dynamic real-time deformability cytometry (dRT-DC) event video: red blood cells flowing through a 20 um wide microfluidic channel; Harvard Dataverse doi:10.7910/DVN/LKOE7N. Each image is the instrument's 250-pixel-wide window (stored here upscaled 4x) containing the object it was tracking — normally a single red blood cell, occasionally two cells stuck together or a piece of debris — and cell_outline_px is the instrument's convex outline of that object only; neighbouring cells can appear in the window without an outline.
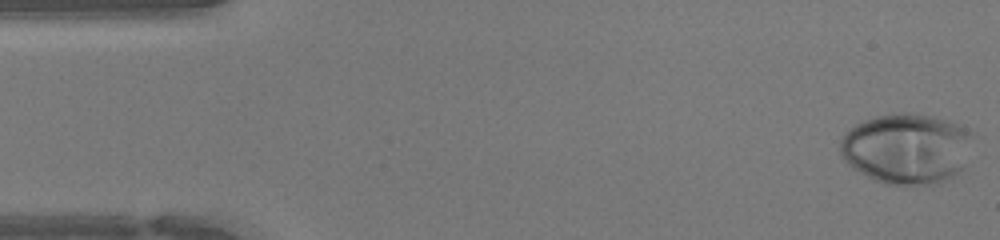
{"species": "human", "species_latin": "Homo sapiens", "temperature_condition": "warm", "stored_images_in_passage": 47, "camera_frame_rate_fps": 3000, "um_per_image_px": 0.085, "donor": {"sex": "female"}, "frame": {"image": 1, "passage_image": 1, "time_ms": 0.0, "image_size_px": [1000, 240], "cell_outline_px": [[968, 136], [964, 168], [956, 176], [940, 184], [884, 184], [852, 168], [840, 156], [840, 140], [844, 132], [856, 124], [864, 120], [876, 116], [904, 112], [908, 112], [932, 116], [948, 120], [964, 128], [968, 132]], "centroid_in_image_um": [77.0, 12.64], "position_along_channel_um": 8.0, "area_um2": 54.22}}
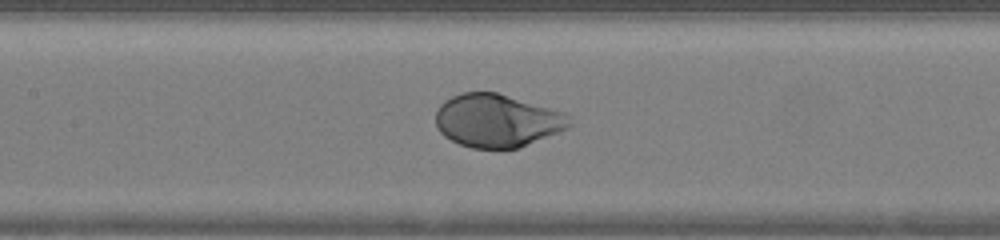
{"frame": {"image": 2, "passage_image": 21, "time_ms": 6.667, "image_size_px": [1000, 240], "cell_outline_px": [[572, 124], [568, 128], [560, 132], [520, 148], [472, 148], [460, 144], [444, 136], [436, 128], [436, 112], [440, 104], [444, 100], [460, 92], [496, 92], [564, 112], [568, 116]], "centroid_in_image_um": [42.25, 10.25], "position_along_channel_um": 165.2, "area_um2": 41.44}}
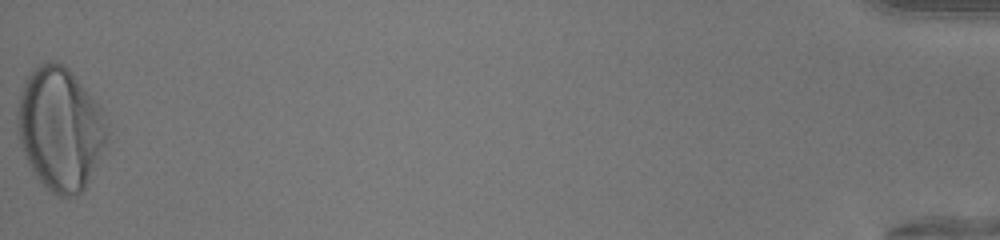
{"frame": {"image": 3, "passage_image": 47, "time_ms": 15.333, "image_size_px": [1000, 240], "cell_outline_px": [[108, 136], [88, 180], [84, 188], [80, 192], [72, 196], [56, 196], [44, 188], [32, 172], [20, 144], [16, 132], [16, 108], [20, 92], [32, 68], [44, 60], [52, 60], [64, 64], [72, 72], [100, 108], [108, 132]], "centroid_in_image_um": [5.04, 10.92], "position_along_channel_um": 430.2, "area_um2": 64.16}, "authors_computed_cell_mechanics": {"area_um2": 43.7546, "velocity_mm_per_s": 4.2937, "shape_relaxation_time_tau1_ms": 2.7069, "shape_relaxation_time_tau2_ms": null, "deformation_change_tau1": 0.1709, "deformation_change_tau2": null}}